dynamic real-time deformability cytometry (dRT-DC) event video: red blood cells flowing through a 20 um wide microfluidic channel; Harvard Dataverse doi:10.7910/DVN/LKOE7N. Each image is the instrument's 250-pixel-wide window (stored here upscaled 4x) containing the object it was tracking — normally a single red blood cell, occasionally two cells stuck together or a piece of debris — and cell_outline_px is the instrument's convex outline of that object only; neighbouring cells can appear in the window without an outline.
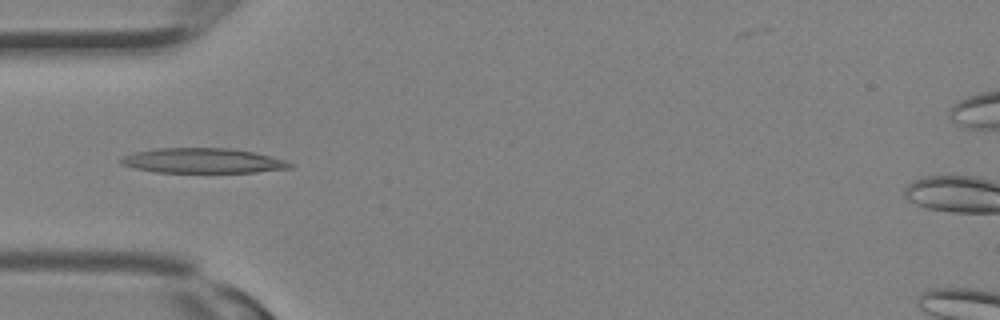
{"species": "Egyptian fruit bat (a non-hibernating species)", "species_latin": "Rousettus aegyptiacus", "temperature_condition": "room temperature", "stored_images_in_passage": 30, "camera_frame_rate_fps": 3000, "um_per_image_px": 0.085, "animal": {"sex": "female"}, "frame": {"image": 1, "passage_image": 9, "time_ms": 2.667, "image_size_px": [1000, 320], "cell_outline_px": [[292, 168], [256, 172], [156, 172], [136, 168], [120, 164], [120, 160], [124, 156], [136, 152], [156, 148], [232, 148], [256, 152], [288, 160], [292, 164]], "centroid_in_image_um": [17.31, 13.65], "position_along_channel_um": 67.7, "area_um2": 24.62}}
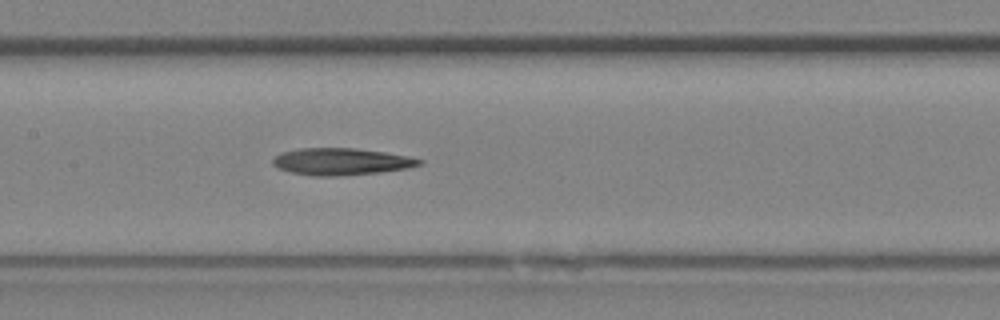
{"frame": {"image": 2, "passage_image": 14, "time_ms": 4.333, "image_size_px": [1000, 320], "cell_outline_px": [[424, 164], [404, 168], [380, 172], [336, 176], [312, 176], [288, 172], [276, 168], [272, 164], [272, 160], [280, 152], [300, 148], [352, 148], [384, 152], [408, 156], [424, 160]], "centroid_in_image_um": [28.95, 13.74], "position_along_channel_um": 178.5, "area_um2": 23.06}}
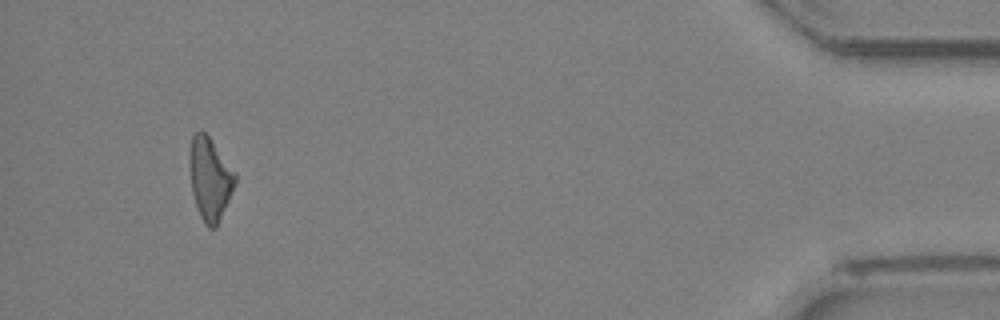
{"frame": {"image": 3, "passage_image": 28, "time_ms": 9.0, "image_size_px": [1000, 320], "cell_outline_px": [[236, 184], [216, 228], [208, 228], [204, 224], [196, 208], [192, 192], [188, 156], [188, 152], [192, 136], [196, 132], [204, 132], [208, 136], [236, 172]], "centroid_in_image_um": [17.83, 15.21], "position_along_channel_um": 417.4, "area_um2": 22.08}}